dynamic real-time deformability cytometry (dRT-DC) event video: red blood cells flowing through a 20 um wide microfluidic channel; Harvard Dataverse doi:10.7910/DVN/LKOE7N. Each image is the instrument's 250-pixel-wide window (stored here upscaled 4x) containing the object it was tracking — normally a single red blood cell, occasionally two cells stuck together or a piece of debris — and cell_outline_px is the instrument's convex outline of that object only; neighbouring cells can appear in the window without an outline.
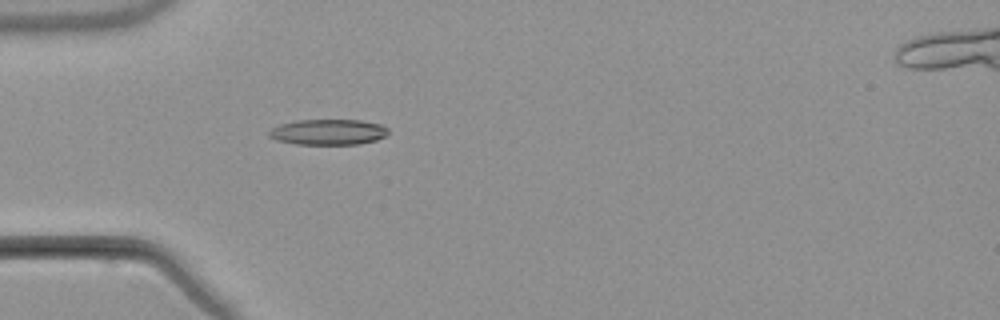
{"species": "common noctule bat (a hibernating species)", "species_latin": "Nyctalus noctula", "temperature_condition": "warm", "stored_images_in_passage": 4, "camera_frame_rate_fps": 3000, "um_per_image_px": 0.085, "animal": {"sex": "male", "body_mass_g": 21.5, "forearm_length_mm": 52.0}, "frame": {"image": 1, "passage_image": 4, "time_ms": 3.667, "image_size_px": [1000, 320], "cell_outline_px": [[388, 132], [384, 136], [376, 140], [360, 144], [296, 144], [276, 140], [268, 136], [268, 132], [272, 128], [280, 124], [296, 120], [360, 120], [380, 124], [388, 128]], "centroid_in_image_um": [27.88, 11.22], "position_along_channel_um": 57.1, "area_um2": 17.8}}